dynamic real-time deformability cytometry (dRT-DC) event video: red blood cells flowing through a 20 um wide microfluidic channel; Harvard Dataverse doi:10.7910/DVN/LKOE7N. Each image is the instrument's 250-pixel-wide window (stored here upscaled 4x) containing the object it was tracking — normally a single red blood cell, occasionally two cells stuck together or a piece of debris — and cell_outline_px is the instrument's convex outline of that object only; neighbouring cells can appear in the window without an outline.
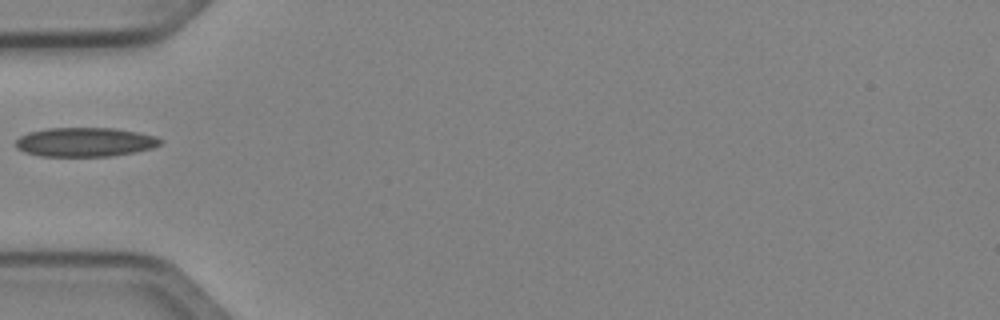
{"species": "Egyptian fruit bat (a non-hibernating species)", "species_latin": "Rousettus aegyptiacus", "temperature_condition": "cold", "stored_images_in_passage": 34, "camera_frame_rate_fps": 3000, "um_per_image_px": 0.085, "animal": {"sex": "female"}, "frame": {"image": 1, "passage_image": 1, "time_ms": 0.0, "image_size_px": [1000, 320], "cell_outline_px": [[164, 140], [160, 144], [152, 148], [136, 152], [112, 156], [40, 156], [24, 152], [16, 148], [16, 140], [20, 136], [28, 132], [48, 128], [112, 128], [136, 132], [156, 136]], "centroid_in_image_um": [7.22, 12.08], "position_along_channel_um": 77.8, "area_um2": 24.62}}
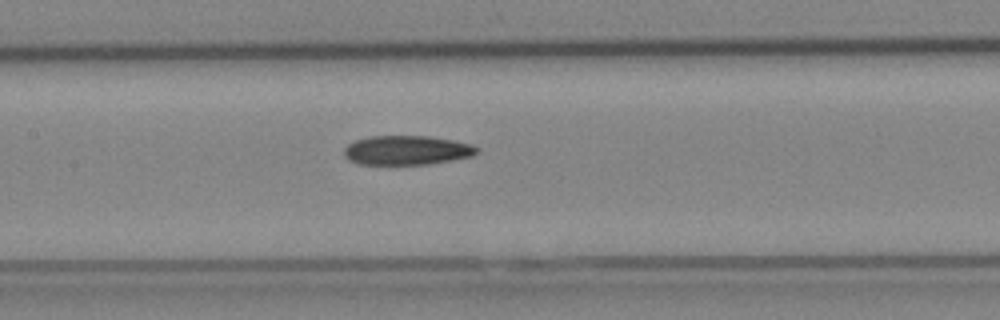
{"frame": {"image": 2, "passage_image": 8, "time_ms": 2.333, "image_size_px": [1000, 320], "cell_outline_px": [[480, 148], [472, 156], [452, 160], [428, 164], [360, 164], [348, 160], [344, 156], [344, 148], [348, 144], [356, 140], [368, 136], [428, 136], [452, 140], [472, 144]], "centroid_in_image_um": [34.56, 12.77], "position_along_channel_um": 172.8, "area_um2": 22.66}}
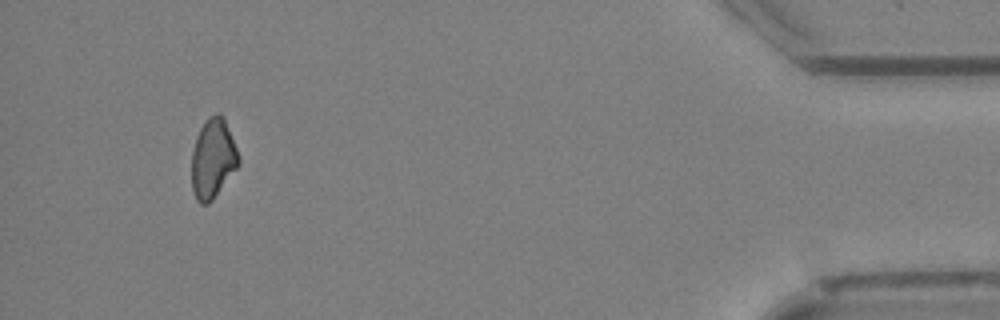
{"frame": {"image": 3, "passage_image": 31, "time_ms": 10.0, "image_size_px": [1000, 320], "cell_outline_px": [[240, 164], [212, 200], [208, 204], [200, 204], [196, 200], [192, 192], [192, 152], [196, 136], [200, 128], [208, 116], [216, 112], [220, 112], [224, 116], [236, 148], [240, 160]], "centroid_in_image_um": [18.09, 13.46], "position_along_channel_um": 417.1, "area_um2": 21.91}}